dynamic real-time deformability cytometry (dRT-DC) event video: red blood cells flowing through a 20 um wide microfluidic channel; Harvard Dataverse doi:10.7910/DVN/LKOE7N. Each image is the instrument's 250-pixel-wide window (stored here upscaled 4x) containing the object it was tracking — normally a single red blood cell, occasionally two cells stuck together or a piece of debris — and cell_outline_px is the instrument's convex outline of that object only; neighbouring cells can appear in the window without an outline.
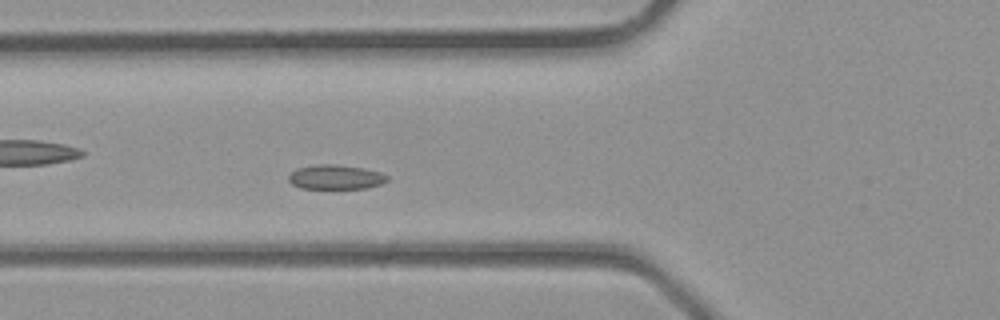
{"species": "common noctule bat (a hibernating species)", "species_latin": "Nyctalus noctula", "temperature_condition": "room temperature", "stored_images_in_passage": 34, "camera_frame_rate_fps": 3000, "um_per_image_px": 0.085, "animal": {"sex": "male", "body_mass_g": 23.1, "forearm_length_mm": 52.7}, "frame": {"image": 1, "passage_image": 9, "time_ms": 2.667, "image_size_px": [1000, 320], "cell_outline_px": [[388, 180], [380, 184], [368, 188], [300, 188], [292, 184], [288, 180], [288, 176], [296, 168], [316, 164], [336, 164], [364, 168], [380, 172], [388, 176]], "centroid_in_image_um": [28.52, 15.04], "position_along_channel_um": 97.3, "area_um2": 14.1}}
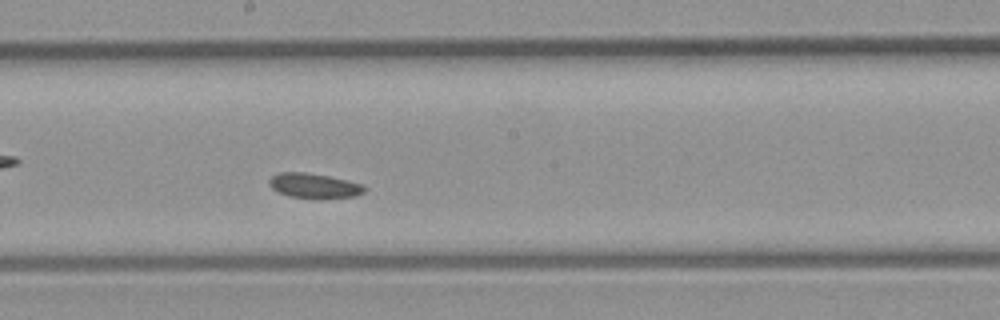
{"frame": {"image": 2, "passage_image": 16, "time_ms": 5.0, "image_size_px": [1000, 320], "cell_outline_px": [[368, 188], [364, 192], [356, 196], [316, 200], [288, 196], [276, 192], [268, 184], [268, 180], [276, 172], [304, 172], [328, 176], [348, 180], [364, 184]], "centroid_in_image_um": [26.7, 15.81], "position_along_channel_um": 221.5, "area_um2": 14.39}}
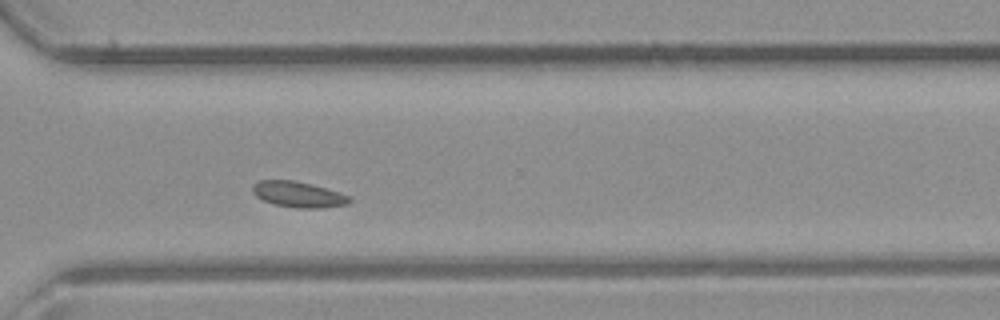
{"frame": {"image": 3, "passage_image": 23, "time_ms": 7.333, "image_size_px": [1000, 320], "cell_outline_px": [[352, 200], [348, 204], [320, 208], [296, 208], [272, 204], [256, 196], [252, 192], [252, 184], [260, 180], [292, 180], [312, 184], [348, 196]], "centroid_in_image_um": [25.3, 16.53], "position_along_channel_um": 345.3, "area_um2": 14.45}}